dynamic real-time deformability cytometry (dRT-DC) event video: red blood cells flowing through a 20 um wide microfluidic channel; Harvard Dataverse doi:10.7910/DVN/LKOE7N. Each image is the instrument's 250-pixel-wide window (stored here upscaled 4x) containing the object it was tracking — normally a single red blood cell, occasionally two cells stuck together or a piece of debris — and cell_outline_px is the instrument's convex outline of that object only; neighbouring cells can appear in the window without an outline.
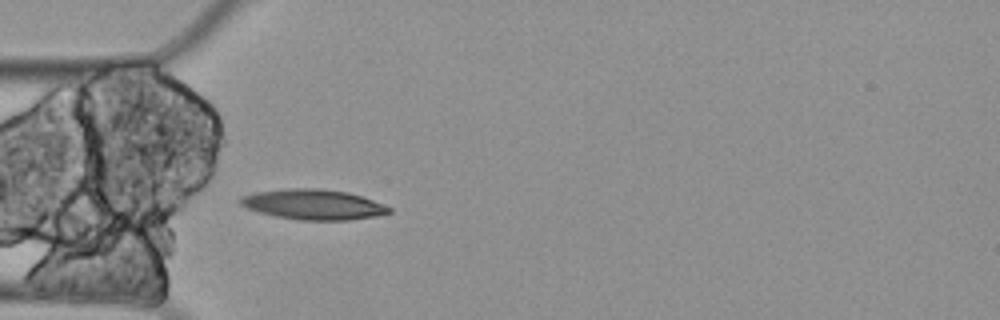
{"species": "Egyptian fruit bat (a non-hibernating species)", "species_latin": "Rousettus aegyptiacus", "temperature_condition": "cold", "stored_images_in_passage": 5, "camera_frame_rate_fps": 3000, "um_per_image_px": 0.085, "animal": {"sex": "female"}, "frame": {"image": 1, "passage_image": 5, "time_ms": 1.333, "image_size_px": [1000, 320], "cell_outline_px": [[392, 212], [376, 216], [348, 220], [296, 220], [276, 216], [260, 212], [248, 208], [240, 204], [236, 200], [240, 196], [252, 192], [288, 188], [320, 188], [348, 192], [372, 200], [392, 208]], "centroid_in_image_um": [26.59, 17.37], "position_along_channel_um": 58.4, "area_um2": 26.36}}